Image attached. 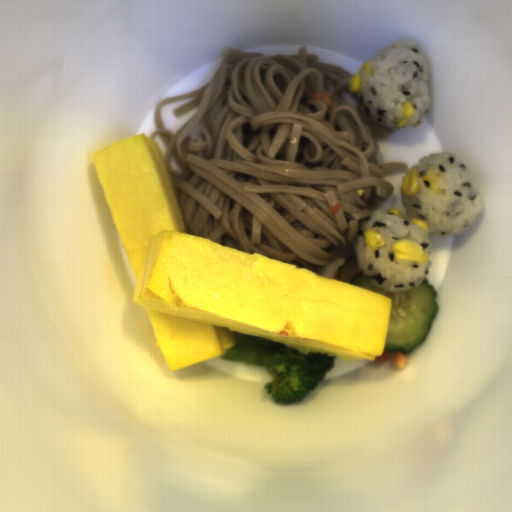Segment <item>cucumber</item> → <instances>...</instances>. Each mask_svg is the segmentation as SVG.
Instances as JSON below:
<instances>
[{
  "label": "cucumber",
  "instance_id": "1",
  "mask_svg": "<svg viewBox=\"0 0 512 512\" xmlns=\"http://www.w3.org/2000/svg\"><path fill=\"white\" fill-rule=\"evenodd\" d=\"M339 282L359 286L391 298L392 307L383 350L412 352L429 335L438 305L437 291L428 280L406 292H387L374 286L369 276L358 271L357 258H348L338 267Z\"/></svg>",
  "mask_w": 512,
  "mask_h": 512
}]
</instances>
